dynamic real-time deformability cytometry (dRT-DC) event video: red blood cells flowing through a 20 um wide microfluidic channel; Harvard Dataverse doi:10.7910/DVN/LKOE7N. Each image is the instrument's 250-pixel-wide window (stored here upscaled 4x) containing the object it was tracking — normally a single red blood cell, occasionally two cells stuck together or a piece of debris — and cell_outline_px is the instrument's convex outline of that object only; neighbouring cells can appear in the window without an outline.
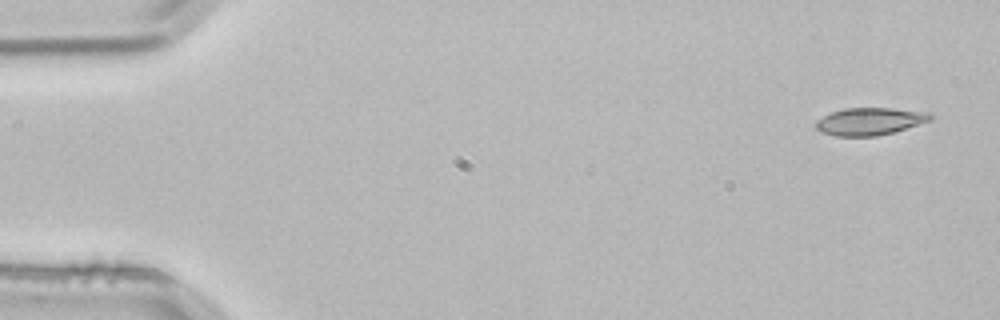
{"species": "common noctule bat (a hibernating species)", "species_latin": "Nyctalus noctula", "temperature_condition": "room temperature", "stored_images_in_passage": 4, "camera_frame_rate_fps": 3000, "um_per_image_px": 0.085, "animal": {"sex": "male", "body_mass_g": 21.5, "forearm_length_mm": 52.0}, "frame": {"image": 1, "passage_image": 4, "time_ms": 1.0, "image_size_px": [1000, 320], "cell_outline_px": [[932, 120], [892, 132], [876, 136], [836, 136], [820, 132], [816, 128], [816, 120], [832, 112], [844, 108], [892, 108], [932, 112]], "centroid_in_image_um": [73.94, 10.31], "position_along_channel_um": 11.1, "area_um2": 18.26}}